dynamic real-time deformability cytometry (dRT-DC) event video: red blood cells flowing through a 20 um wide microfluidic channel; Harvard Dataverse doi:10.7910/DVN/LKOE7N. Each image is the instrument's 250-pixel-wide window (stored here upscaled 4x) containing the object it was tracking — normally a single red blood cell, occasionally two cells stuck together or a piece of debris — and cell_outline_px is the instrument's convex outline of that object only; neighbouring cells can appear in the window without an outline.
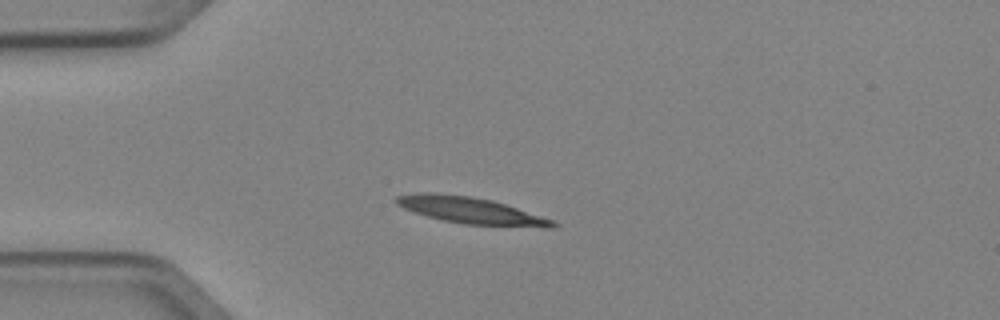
{"species": "Egyptian fruit bat (a non-hibernating species)", "species_latin": "Rousettus aegyptiacus", "temperature_condition": "cold", "stored_images_in_passage": 5, "camera_frame_rate_fps": 3000, "um_per_image_px": 0.085, "animal": {"sex": "female"}, "frame": {"image": 1, "passage_image": 3, "time_ms": 0.667, "image_size_px": [1000, 320], "cell_outline_px": [[560, 224], [556, 228], [544, 228], [464, 224], [444, 220], [428, 216], [404, 208], [396, 204], [392, 200], [396, 196], [416, 192], [436, 192], [472, 196], [492, 200], [552, 220]], "centroid_in_image_um": [40.0, 17.88], "position_along_channel_um": 45.0, "area_um2": 24.28}}
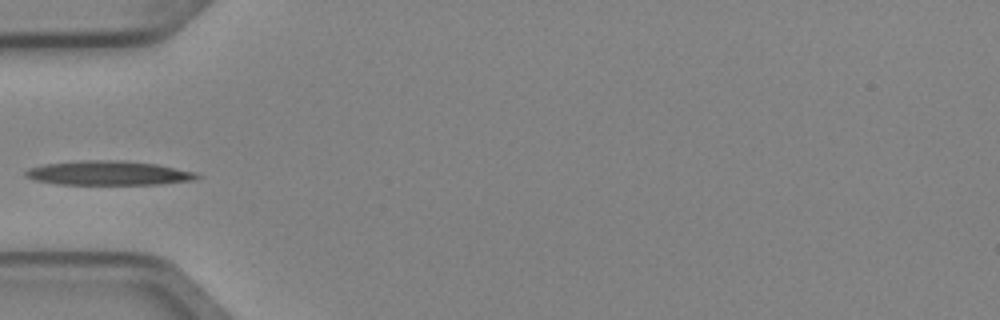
{"frame": {"image": 2, "passage_image": 4, "time_ms": 1.0, "image_size_px": [1000, 320], "cell_outline_px": [[200, 176], [196, 180], [160, 184], [56, 184], [36, 180], [24, 176], [24, 172], [28, 168], [44, 164], [88, 160], [120, 160], [156, 164], [196, 172]], "centroid_in_image_um": [9.22, 14.71], "position_along_channel_um": 75.8, "area_um2": 24.16}}
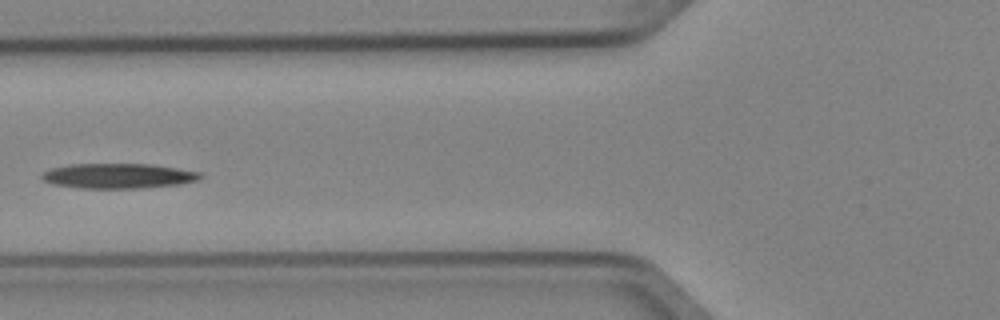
{"frame": {"image": 3, "passage_image": 5, "time_ms": 1.333, "image_size_px": [1000, 320], "cell_outline_px": [[204, 176], [200, 180], [180, 184], [144, 188], [80, 188], [52, 184], [44, 180], [40, 176], [44, 172], [52, 168], [68, 164], [152, 164], [204, 172]], "centroid_in_image_um": [10.13, 14.95], "position_along_channel_um": 115.7, "area_um2": 23.35}}